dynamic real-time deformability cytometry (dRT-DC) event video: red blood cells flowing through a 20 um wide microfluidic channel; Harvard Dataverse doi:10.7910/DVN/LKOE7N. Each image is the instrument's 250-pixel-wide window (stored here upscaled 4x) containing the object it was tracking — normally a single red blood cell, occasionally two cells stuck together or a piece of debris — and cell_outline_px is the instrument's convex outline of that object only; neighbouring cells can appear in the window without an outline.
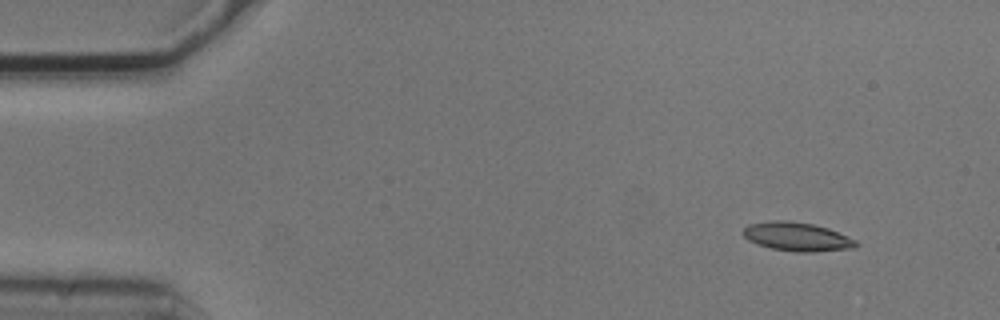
{"species": "common noctule bat (a hibernating species)", "species_latin": "Nyctalus noctula", "temperature_condition": "cold", "stored_images_in_passage": 5, "camera_frame_rate_fps": 3000, "um_per_image_px": 0.085, "animal": {"sex": "male", "body_mass_g": 20.5, "forearm_length_mm": 52.5}, "frame": {"image": 1, "passage_image": 2, "time_ms": 0.333, "image_size_px": [1000, 320], "cell_outline_px": [[860, 244], [856, 248], [812, 252], [796, 252], [772, 248], [756, 244], [748, 240], [740, 232], [748, 224], [772, 220], [788, 220], [812, 224], [828, 228], [856, 240]], "centroid_in_image_um": [67.73, 20.12], "position_along_channel_um": 17.3, "area_um2": 19.07}}
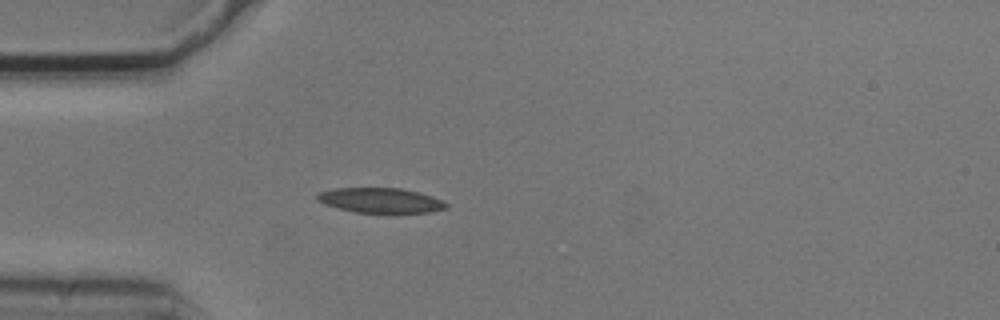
{"frame": {"image": 2, "passage_image": 5, "time_ms": 1.333, "image_size_px": [1000, 320], "cell_outline_px": [[448, 208], [432, 212], [356, 212], [324, 204], [316, 200], [316, 196], [320, 192], [332, 188], [400, 188], [420, 192], [432, 196], [448, 204]], "centroid_in_image_um": [32.35, 17.02], "position_along_channel_um": 52.7, "area_um2": 18.61}}